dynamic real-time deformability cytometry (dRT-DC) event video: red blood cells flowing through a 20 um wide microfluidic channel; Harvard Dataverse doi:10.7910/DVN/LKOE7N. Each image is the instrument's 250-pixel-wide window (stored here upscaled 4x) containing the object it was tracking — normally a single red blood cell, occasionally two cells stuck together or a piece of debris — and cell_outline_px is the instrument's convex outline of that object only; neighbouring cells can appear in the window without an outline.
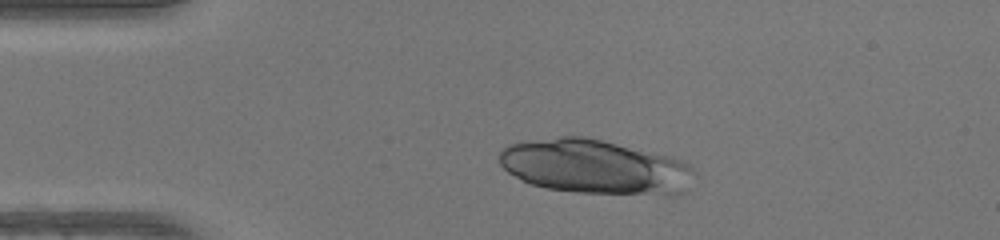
{"species": "human", "species_latin": "Homo sapiens", "temperature_condition": "warm", "stored_images_in_passage": 40, "camera_frame_rate_fps": 3000, "um_per_image_px": 0.085, "donor": {"sex": "female"}, "frame": {"image": 1, "passage_image": 7, "time_ms": 2.0, "image_size_px": [1000, 240], "cell_outline_px": [[696, 172], [684, 192], [668, 196], [576, 192], [548, 188], [532, 184], [508, 172], [500, 164], [500, 152], [508, 144], [560, 136], [584, 136], [604, 140], [684, 160]], "centroid_in_image_um": [50.63, 14.19], "position_along_channel_um": 34.4, "area_um2": 61.9}}
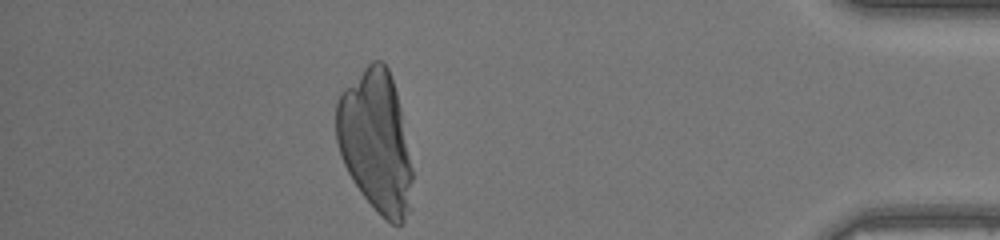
{"frame": {"image": 2, "passage_image": 40, "time_ms": 13.0, "image_size_px": [1000, 240], "cell_outline_px": [[412, 208], [404, 220], [400, 224], [392, 224], [380, 216], [376, 212], [360, 192], [352, 180], [340, 156], [336, 140], [336, 100], [340, 92], [372, 60], [380, 60], [388, 68], [396, 92], [400, 108], [412, 172]], "centroid_in_image_um": [31.92, 12.08], "position_along_channel_um": 403.3, "area_um2": 62.77}}